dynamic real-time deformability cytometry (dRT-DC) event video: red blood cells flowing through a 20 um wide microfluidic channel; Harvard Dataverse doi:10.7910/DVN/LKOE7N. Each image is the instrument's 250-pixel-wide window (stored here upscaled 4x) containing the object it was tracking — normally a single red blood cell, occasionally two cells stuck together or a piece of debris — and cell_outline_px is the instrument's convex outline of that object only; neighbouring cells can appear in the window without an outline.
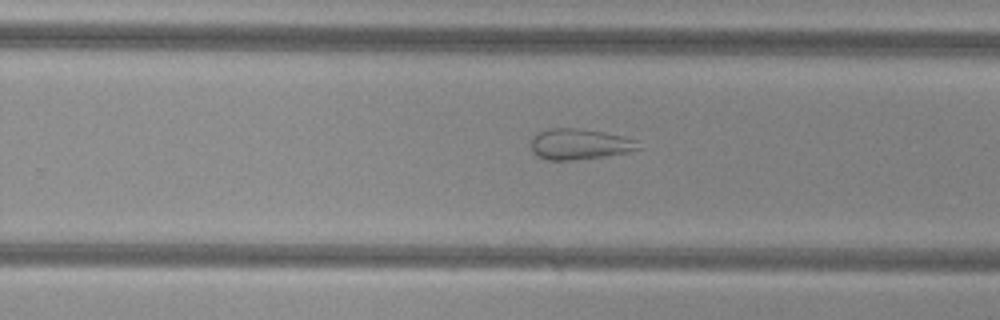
{"species": "common noctule bat (a hibernating species)", "species_latin": "Nyctalus noctula", "temperature_condition": "cold", "stored_images_in_passage": 27, "camera_frame_rate_fps": 3000, "um_per_image_px": 0.085, "animal": {"sex": "female", "body_mass_g": 29.2, "forearm_length_mm": 56.3}, "frame": {"image": 1, "passage_image": 19, "time_ms": 6.0, "image_size_px": [1000, 320], "cell_outline_px": [[640, 148], [628, 152], [608, 156], [572, 160], [548, 160], [536, 156], [532, 152], [528, 140], [536, 132], [548, 128], [576, 128], [604, 132], [624, 136], [636, 140]], "centroid_in_image_um": [49.18, 12.25], "position_along_channel_um": 280.6, "area_um2": 19.65}}
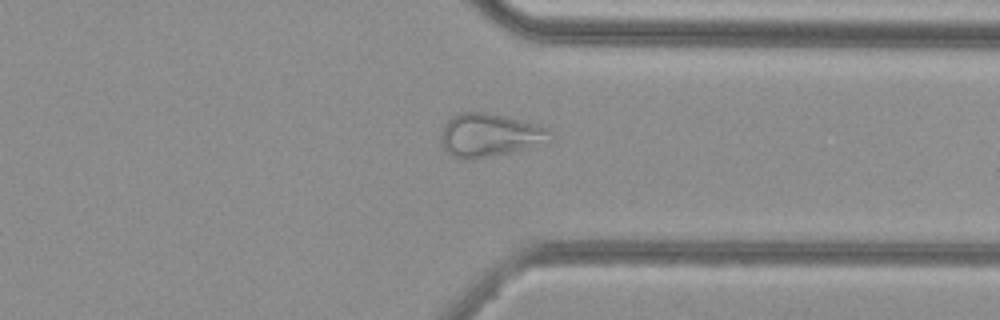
{"frame": {"image": 2, "passage_image": 26, "time_ms": 8.333, "image_size_px": [1000, 320], "cell_outline_px": [[552, 132], [528, 148], [472, 160], [452, 156], [440, 144], [440, 136], [444, 124], [452, 116], [460, 112], [484, 112], [504, 116], [540, 124], [548, 128]], "centroid_in_image_um": [41.51, 11.47], "position_along_channel_um": 369.9, "area_um2": 26.99}, "authors_computed_cell_mechanics": {"area_um2": 23.3512, "velocity_mm_per_s": 3.8559, "shape_relaxation_time_tau1_ms": null, "shape_relaxation_time_tau2_ms": 1.8288, "deformation_change_tau1": null, "deformation_change_tau2": 0.0817}}